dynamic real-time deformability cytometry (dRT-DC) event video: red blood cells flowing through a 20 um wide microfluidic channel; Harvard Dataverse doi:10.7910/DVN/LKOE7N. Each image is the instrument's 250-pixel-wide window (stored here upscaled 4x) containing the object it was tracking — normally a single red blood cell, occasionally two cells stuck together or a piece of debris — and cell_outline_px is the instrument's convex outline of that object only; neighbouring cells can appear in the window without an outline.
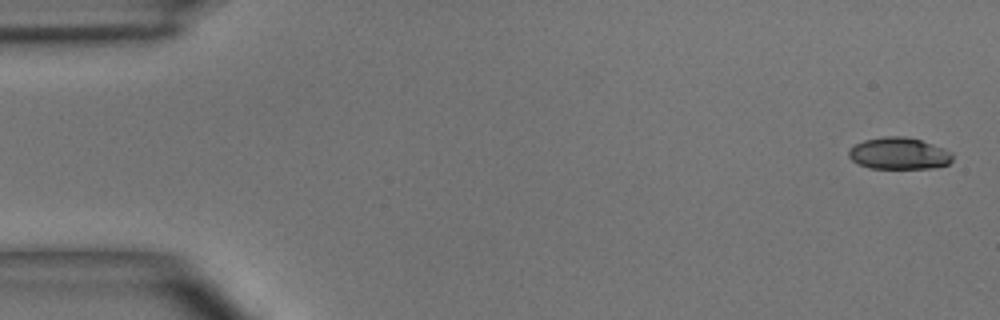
{"species": "common noctule bat (a hibernating species)", "species_latin": "Nyctalus noctula", "temperature_condition": "room temperature", "stored_images_in_passage": 5, "segment_of_instrument_passage": [1, 2], "camera_frame_rate_fps": 3000, "um_per_image_px": 0.085, "animal": {"sex": "male", "body_mass_g": 15.6}, "frame": {"image": 1, "passage_image": 1, "time_ms": 0.0, "image_size_px": [1000, 320], "cell_outline_px": [[952, 160], [948, 164], [932, 168], [872, 168], [860, 164], [852, 160], [848, 156], [848, 152], [856, 144], [864, 140], [884, 136], [904, 136], [920, 140], [944, 148], [952, 152]], "centroid_in_image_um": [76.43, 13.04], "position_along_channel_um": 8.6, "area_um2": 19.07}}